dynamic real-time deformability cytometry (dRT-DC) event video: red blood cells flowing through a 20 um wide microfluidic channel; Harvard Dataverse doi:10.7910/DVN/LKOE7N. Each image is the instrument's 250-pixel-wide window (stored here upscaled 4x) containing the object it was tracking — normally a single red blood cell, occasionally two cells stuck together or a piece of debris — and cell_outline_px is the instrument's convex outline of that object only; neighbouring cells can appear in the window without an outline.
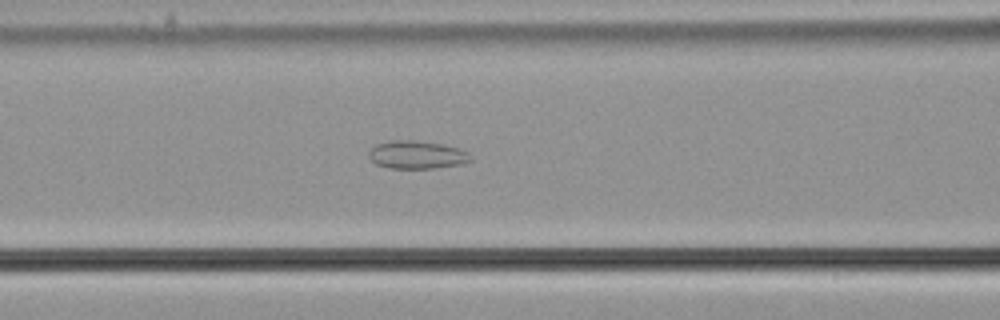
{"species": "common noctule bat (a hibernating species)", "species_latin": "Nyctalus noctula", "temperature_condition": "cold", "stored_images_in_passage": 43, "camera_frame_rate_fps": 3000, "um_per_image_px": 0.085, "animal": {"sex": "male", "body_mass_g": 21.5, "forearm_length_mm": 52.0}, "frame": {"image": 1, "passage_image": 11, "time_ms": 3.333, "image_size_px": [1000, 320], "cell_outline_px": [[472, 160], [460, 164], [432, 168], [388, 168], [376, 164], [368, 156], [368, 152], [376, 144], [388, 140], [412, 140], [444, 144], [468, 152], [472, 156]], "centroid_in_image_um": [35.41, 13.15], "position_along_channel_um": 131.2, "area_um2": 16.59}}
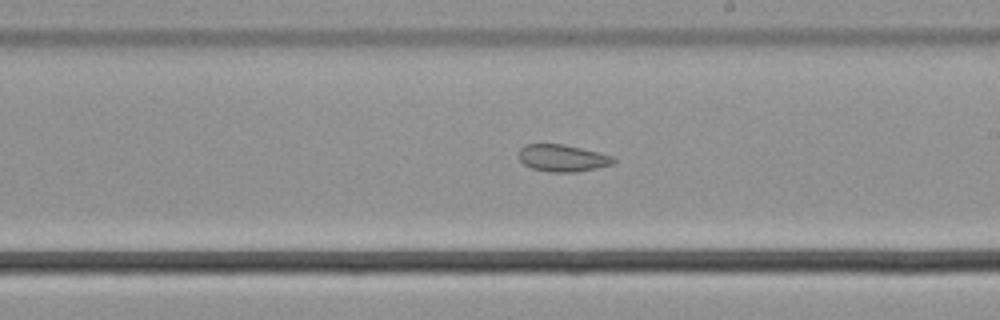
{"frame": {"image": 2, "passage_image": 20, "time_ms": 6.333, "image_size_px": [1000, 320], "cell_outline_px": [[616, 160], [612, 164], [596, 168], [576, 172], [548, 172], [532, 168], [524, 164], [520, 160], [520, 148], [524, 144], [564, 144], [612, 156]], "centroid_in_image_um": [47.79, 13.44], "position_along_channel_um": 241.2, "area_um2": 14.74}}
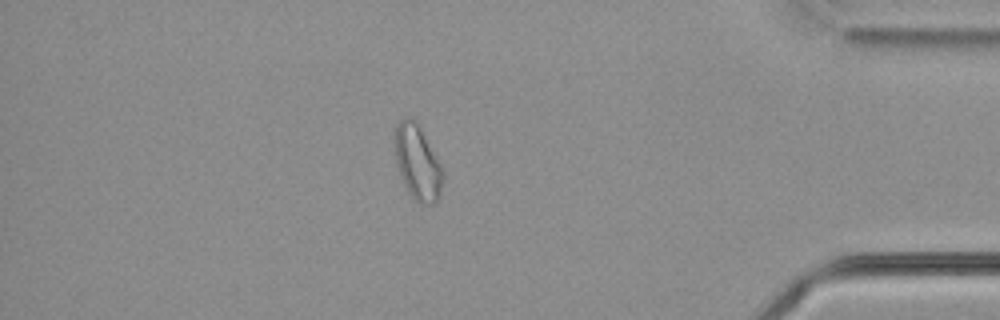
{"frame": {"image": 3, "passage_image": 36, "time_ms": 11.667, "image_size_px": [1000, 320], "cell_outline_px": [[444, 180], [440, 196], [432, 204], [424, 204], [416, 200], [408, 192], [400, 176], [396, 164], [396, 124], [404, 116], [412, 116], [420, 124], [444, 172]], "centroid_in_image_um": [35.51, 13.78], "position_along_channel_um": 399.7, "area_um2": 21.1}, "authors_computed_cell_mechanics": {"area_um2": 17.5712, "velocity_mm_per_s": 3.6755, "shape_relaxation_time_tau1_ms": null, "shape_relaxation_time_tau2_ms": 6.4432, "deformation_change_tau1": null, "deformation_change_tau2": 0.1275}}